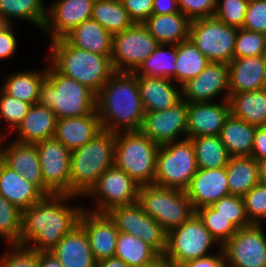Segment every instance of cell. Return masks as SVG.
Here are the masks:
<instances>
[{"mask_svg":"<svg viewBox=\"0 0 266 267\" xmlns=\"http://www.w3.org/2000/svg\"><path fill=\"white\" fill-rule=\"evenodd\" d=\"M76 197L78 198L67 194L45 196L22 211L20 245L37 252H50L66 234L79 225L84 208L68 205Z\"/></svg>","mask_w":266,"mask_h":267,"instance_id":"obj_1","label":"cell"},{"mask_svg":"<svg viewBox=\"0 0 266 267\" xmlns=\"http://www.w3.org/2000/svg\"><path fill=\"white\" fill-rule=\"evenodd\" d=\"M96 111L103 130L139 131L145 114L137 76L115 72L96 94Z\"/></svg>","mask_w":266,"mask_h":267,"instance_id":"obj_2","label":"cell"},{"mask_svg":"<svg viewBox=\"0 0 266 267\" xmlns=\"http://www.w3.org/2000/svg\"><path fill=\"white\" fill-rule=\"evenodd\" d=\"M49 58L60 73L97 94L115 73L111 57L76 48L65 38L50 41Z\"/></svg>","mask_w":266,"mask_h":267,"instance_id":"obj_3","label":"cell"},{"mask_svg":"<svg viewBox=\"0 0 266 267\" xmlns=\"http://www.w3.org/2000/svg\"><path fill=\"white\" fill-rule=\"evenodd\" d=\"M116 133L102 130L82 147L71 151L70 195L86 196L99 176L114 166Z\"/></svg>","mask_w":266,"mask_h":267,"instance_id":"obj_4","label":"cell"},{"mask_svg":"<svg viewBox=\"0 0 266 267\" xmlns=\"http://www.w3.org/2000/svg\"><path fill=\"white\" fill-rule=\"evenodd\" d=\"M37 103L52 109L57 119L81 117L96 110V94L50 63Z\"/></svg>","mask_w":266,"mask_h":267,"instance_id":"obj_5","label":"cell"},{"mask_svg":"<svg viewBox=\"0 0 266 267\" xmlns=\"http://www.w3.org/2000/svg\"><path fill=\"white\" fill-rule=\"evenodd\" d=\"M158 148L140 130L117 132L114 165L140 186L154 184Z\"/></svg>","mask_w":266,"mask_h":267,"instance_id":"obj_6","label":"cell"},{"mask_svg":"<svg viewBox=\"0 0 266 267\" xmlns=\"http://www.w3.org/2000/svg\"><path fill=\"white\" fill-rule=\"evenodd\" d=\"M138 203L167 233L195 214L185 191L154 184L140 186Z\"/></svg>","mask_w":266,"mask_h":267,"instance_id":"obj_7","label":"cell"},{"mask_svg":"<svg viewBox=\"0 0 266 267\" xmlns=\"http://www.w3.org/2000/svg\"><path fill=\"white\" fill-rule=\"evenodd\" d=\"M191 139H181L159 146L154 185L185 191L197 172Z\"/></svg>","mask_w":266,"mask_h":267,"instance_id":"obj_8","label":"cell"},{"mask_svg":"<svg viewBox=\"0 0 266 267\" xmlns=\"http://www.w3.org/2000/svg\"><path fill=\"white\" fill-rule=\"evenodd\" d=\"M214 244L219 245L199 217L194 214L185 223L167 233L164 254L180 267L190 260L212 255L208 252Z\"/></svg>","mask_w":266,"mask_h":267,"instance_id":"obj_9","label":"cell"},{"mask_svg":"<svg viewBox=\"0 0 266 267\" xmlns=\"http://www.w3.org/2000/svg\"><path fill=\"white\" fill-rule=\"evenodd\" d=\"M238 29L214 17L191 21L189 39L210 62L230 63Z\"/></svg>","mask_w":266,"mask_h":267,"instance_id":"obj_10","label":"cell"},{"mask_svg":"<svg viewBox=\"0 0 266 267\" xmlns=\"http://www.w3.org/2000/svg\"><path fill=\"white\" fill-rule=\"evenodd\" d=\"M143 23L113 35L111 62L115 72L133 73L158 46Z\"/></svg>","mask_w":266,"mask_h":267,"instance_id":"obj_11","label":"cell"},{"mask_svg":"<svg viewBox=\"0 0 266 267\" xmlns=\"http://www.w3.org/2000/svg\"><path fill=\"white\" fill-rule=\"evenodd\" d=\"M140 185H138L125 171L115 165L106 169L96 185L86 197L97 199L92 212L107 213L117 206L130 205L138 202Z\"/></svg>","mask_w":266,"mask_h":267,"instance_id":"obj_12","label":"cell"},{"mask_svg":"<svg viewBox=\"0 0 266 267\" xmlns=\"http://www.w3.org/2000/svg\"><path fill=\"white\" fill-rule=\"evenodd\" d=\"M115 222L118 231L134 235L151 246L158 254H164L167 246V232L136 202L117 206L107 212Z\"/></svg>","mask_w":266,"mask_h":267,"instance_id":"obj_13","label":"cell"},{"mask_svg":"<svg viewBox=\"0 0 266 267\" xmlns=\"http://www.w3.org/2000/svg\"><path fill=\"white\" fill-rule=\"evenodd\" d=\"M262 225L238 229L221 247L227 267H266V236Z\"/></svg>","mask_w":266,"mask_h":267,"instance_id":"obj_14","label":"cell"},{"mask_svg":"<svg viewBox=\"0 0 266 267\" xmlns=\"http://www.w3.org/2000/svg\"><path fill=\"white\" fill-rule=\"evenodd\" d=\"M35 145L44 185L53 194L70 195L71 151L54 137L37 142Z\"/></svg>","mask_w":266,"mask_h":267,"instance_id":"obj_15","label":"cell"},{"mask_svg":"<svg viewBox=\"0 0 266 267\" xmlns=\"http://www.w3.org/2000/svg\"><path fill=\"white\" fill-rule=\"evenodd\" d=\"M140 131L159 146L178 141L179 135L187 139V102L182 99L163 111H145Z\"/></svg>","mask_w":266,"mask_h":267,"instance_id":"obj_16","label":"cell"},{"mask_svg":"<svg viewBox=\"0 0 266 267\" xmlns=\"http://www.w3.org/2000/svg\"><path fill=\"white\" fill-rule=\"evenodd\" d=\"M229 65L223 62H210L206 68L182 86V99L187 103L213 102L217 96L229 98Z\"/></svg>","mask_w":266,"mask_h":267,"instance_id":"obj_17","label":"cell"},{"mask_svg":"<svg viewBox=\"0 0 266 267\" xmlns=\"http://www.w3.org/2000/svg\"><path fill=\"white\" fill-rule=\"evenodd\" d=\"M94 0H56L47 8L44 30L50 41L64 38L85 20L91 19Z\"/></svg>","mask_w":266,"mask_h":267,"instance_id":"obj_18","label":"cell"},{"mask_svg":"<svg viewBox=\"0 0 266 267\" xmlns=\"http://www.w3.org/2000/svg\"><path fill=\"white\" fill-rule=\"evenodd\" d=\"M79 225L85 230L96 262L115 256L118 229L107 213L83 210Z\"/></svg>","mask_w":266,"mask_h":267,"instance_id":"obj_19","label":"cell"},{"mask_svg":"<svg viewBox=\"0 0 266 267\" xmlns=\"http://www.w3.org/2000/svg\"><path fill=\"white\" fill-rule=\"evenodd\" d=\"M222 103H187V138L220 135L226 118L230 115L228 100Z\"/></svg>","mask_w":266,"mask_h":267,"instance_id":"obj_20","label":"cell"},{"mask_svg":"<svg viewBox=\"0 0 266 267\" xmlns=\"http://www.w3.org/2000/svg\"><path fill=\"white\" fill-rule=\"evenodd\" d=\"M9 144L5 148H3V144L1 145L0 160L30 183L36 185L46 196L53 195L44 185L36 145L16 141Z\"/></svg>","mask_w":266,"mask_h":267,"instance_id":"obj_21","label":"cell"},{"mask_svg":"<svg viewBox=\"0 0 266 267\" xmlns=\"http://www.w3.org/2000/svg\"><path fill=\"white\" fill-rule=\"evenodd\" d=\"M185 192L195 210L211 206L215 201L230 195L226 167L198 168Z\"/></svg>","mask_w":266,"mask_h":267,"instance_id":"obj_22","label":"cell"},{"mask_svg":"<svg viewBox=\"0 0 266 267\" xmlns=\"http://www.w3.org/2000/svg\"><path fill=\"white\" fill-rule=\"evenodd\" d=\"M229 65V94L266 87L264 56L233 58Z\"/></svg>","mask_w":266,"mask_h":267,"instance_id":"obj_23","label":"cell"},{"mask_svg":"<svg viewBox=\"0 0 266 267\" xmlns=\"http://www.w3.org/2000/svg\"><path fill=\"white\" fill-rule=\"evenodd\" d=\"M97 111L81 117L57 119L54 138L73 151L82 147L102 131Z\"/></svg>","mask_w":266,"mask_h":267,"instance_id":"obj_24","label":"cell"},{"mask_svg":"<svg viewBox=\"0 0 266 267\" xmlns=\"http://www.w3.org/2000/svg\"><path fill=\"white\" fill-rule=\"evenodd\" d=\"M137 81L144 111H163L182 100V87L171 79L137 76Z\"/></svg>","mask_w":266,"mask_h":267,"instance_id":"obj_25","label":"cell"},{"mask_svg":"<svg viewBox=\"0 0 266 267\" xmlns=\"http://www.w3.org/2000/svg\"><path fill=\"white\" fill-rule=\"evenodd\" d=\"M0 194L21 211L26 210L46 196L36 185L6 166L1 160Z\"/></svg>","mask_w":266,"mask_h":267,"instance_id":"obj_26","label":"cell"},{"mask_svg":"<svg viewBox=\"0 0 266 267\" xmlns=\"http://www.w3.org/2000/svg\"><path fill=\"white\" fill-rule=\"evenodd\" d=\"M63 267H96L85 230L77 225L50 251Z\"/></svg>","mask_w":266,"mask_h":267,"instance_id":"obj_27","label":"cell"},{"mask_svg":"<svg viewBox=\"0 0 266 267\" xmlns=\"http://www.w3.org/2000/svg\"><path fill=\"white\" fill-rule=\"evenodd\" d=\"M57 117L52 109L39 103L33 104L21 124L15 130L18 137L14 141L23 144L53 138L56 131Z\"/></svg>","mask_w":266,"mask_h":267,"instance_id":"obj_28","label":"cell"},{"mask_svg":"<svg viewBox=\"0 0 266 267\" xmlns=\"http://www.w3.org/2000/svg\"><path fill=\"white\" fill-rule=\"evenodd\" d=\"M143 25L158 44H179L189 38L191 20L181 12L152 14Z\"/></svg>","mask_w":266,"mask_h":267,"instance_id":"obj_29","label":"cell"},{"mask_svg":"<svg viewBox=\"0 0 266 267\" xmlns=\"http://www.w3.org/2000/svg\"><path fill=\"white\" fill-rule=\"evenodd\" d=\"M64 38L76 48L112 56L113 35L92 18L85 20Z\"/></svg>","mask_w":266,"mask_h":267,"instance_id":"obj_30","label":"cell"},{"mask_svg":"<svg viewBox=\"0 0 266 267\" xmlns=\"http://www.w3.org/2000/svg\"><path fill=\"white\" fill-rule=\"evenodd\" d=\"M230 114L255 127L266 126V87L229 94Z\"/></svg>","mask_w":266,"mask_h":267,"instance_id":"obj_31","label":"cell"},{"mask_svg":"<svg viewBox=\"0 0 266 267\" xmlns=\"http://www.w3.org/2000/svg\"><path fill=\"white\" fill-rule=\"evenodd\" d=\"M256 127L230 114L221 129L220 138L230 157L251 156Z\"/></svg>","mask_w":266,"mask_h":267,"instance_id":"obj_32","label":"cell"},{"mask_svg":"<svg viewBox=\"0 0 266 267\" xmlns=\"http://www.w3.org/2000/svg\"><path fill=\"white\" fill-rule=\"evenodd\" d=\"M226 174L230 194L243 197L259 183L258 161L251 156L230 157Z\"/></svg>","mask_w":266,"mask_h":267,"instance_id":"obj_33","label":"cell"},{"mask_svg":"<svg viewBox=\"0 0 266 267\" xmlns=\"http://www.w3.org/2000/svg\"><path fill=\"white\" fill-rule=\"evenodd\" d=\"M46 74L47 69L14 72L8 75L0 88L6 94L33 105L38 102L39 89Z\"/></svg>","mask_w":266,"mask_h":267,"instance_id":"obj_34","label":"cell"},{"mask_svg":"<svg viewBox=\"0 0 266 267\" xmlns=\"http://www.w3.org/2000/svg\"><path fill=\"white\" fill-rule=\"evenodd\" d=\"M44 4L43 0H0V21L12 24V18H19L42 30L47 16Z\"/></svg>","mask_w":266,"mask_h":267,"instance_id":"obj_35","label":"cell"},{"mask_svg":"<svg viewBox=\"0 0 266 267\" xmlns=\"http://www.w3.org/2000/svg\"><path fill=\"white\" fill-rule=\"evenodd\" d=\"M167 46L170 47L167 50ZM177 44H159L133 72L136 76L168 78L176 81Z\"/></svg>","mask_w":266,"mask_h":267,"instance_id":"obj_36","label":"cell"},{"mask_svg":"<svg viewBox=\"0 0 266 267\" xmlns=\"http://www.w3.org/2000/svg\"><path fill=\"white\" fill-rule=\"evenodd\" d=\"M210 63L192 42L191 39L184 40L177 44L176 59V82L183 86L189 80L197 77Z\"/></svg>","mask_w":266,"mask_h":267,"instance_id":"obj_37","label":"cell"},{"mask_svg":"<svg viewBox=\"0 0 266 267\" xmlns=\"http://www.w3.org/2000/svg\"><path fill=\"white\" fill-rule=\"evenodd\" d=\"M91 18L112 35L134 24L121 0H94Z\"/></svg>","mask_w":266,"mask_h":267,"instance_id":"obj_38","label":"cell"},{"mask_svg":"<svg viewBox=\"0 0 266 267\" xmlns=\"http://www.w3.org/2000/svg\"><path fill=\"white\" fill-rule=\"evenodd\" d=\"M190 139L194 146L198 168L214 169L227 166L230 156L220 135L199 136Z\"/></svg>","mask_w":266,"mask_h":267,"instance_id":"obj_39","label":"cell"},{"mask_svg":"<svg viewBox=\"0 0 266 267\" xmlns=\"http://www.w3.org/2000/svg\"><path fill=\"white\" fill-rule=\"evenodd\" d=\"M159 254L148 244L134 235L119 231L115 257L129 267H143Z\"/></svg>","mask_w":266,"mask_h":267,"instance_id":"obj_40","label":"cell"},{"mask_svg":"<svg viewBox=\"0 0 266 267\" xmlns=\"http://www.w3.org/2000/svg\"><path fill=\"white\" fill-rule=\"evenodd\" d=\"M195 214L209 230L211 236L222 247L236 232L237 228L226 218L214 210L211 206H205L195 210Z\"/></svg>","mask_w":266,"mask_h":267,"instance_id":"obj_41","label":"cell"},{"mask_svg":"<svg viewBox=\"0 0 266 267\" xmlns=\"http://www.w3.org/2000/svg\"><path fill=\"white\" fill-rule=\"evenodd\" d=\"M22 211L0 194V238L10 244L20 245Z\"/></svg>","mask_w":266,"mask_h":267,"instance_id":"obj_42","label":"cell"},{"mask_svg":"<svg viewBox=\"0 0 266 267\" xmlns=\"http://www.w3.org/2000/svg\"><path fill=\"white\" fill-rule=\"evenodd\" d=\"M211 207L228 219L237 229L252 225L247 218L244 198L241 196L230 194L215 201Z\"/></svg>","mask_w":266,"mask_h":267,"instance_id":"obj_43","label":"cell"},{"mask_svg":"<svg viewBox=\"0 0 266 267\" xmlns=\"http://www.w3.org/2000/svg\"><path fill=\"white\" fill-rule=\"evenodd\" d=\"M266 54V34L238 29L234 58L264 56Z\"/></svg>","mask_w":266,"mask_h":267,"instance_id":"obj_44","label":"cell"},{"mask_svg":"<svg viewBox=\"0 0 266 267\" xmlns=\"http://www.w3.org/2000/svg\"><path fill=\"white\" fill-rule=\"evenodd\" d=\"M249 0H216L214 18L230 27L243 28Z\"/></svg>","mask_w":266,"mask_h":267,"instance_id":"obj_45","label":"cell"},{"mask_svg":"<svg viewBox=\"0 0 266 267\" xmlns=\"http://www.w3.org/2000/svg\"><path fill=\"white\" fill-rule=\"evenodd\" d=\"M31 106L32 104L16 99L0 88V120L8 123L10 133L21 124Z\"/></svg>","mask_w":266,"mask_h":267,"instance_id":"obj_46","label":"cell"},{"mask_svg":"<svg viewBox=\"0 0 266 267\" xmlns=\"http://www.w3.org/2000/svg\"><path fill=\"white\" fill-rule=\"evenodd\" d=\"M245 212L251 224L261 225L266 220V185L256 184L244 196Z\"/></svg>","mask_w":266,"mask_h":267,"instance_id":"obj_47","label":"cell"},{"mask_svg":"<svg viewBox=\"0 0 266 267\" xmlns=\"http://www.w3.org/2000/svg\"><path fill=\"white\" fill-rule=\"evenodd\" d=\"M10 252L0 256V267H38L40 252L19 244L10 245Z\"/></svg>","mask_w":266,"mask_h":267,"instance_id":"obj_48","label":"cell"},{"mask_svg":"<svg viewBox=\"0 0 266 267\" xmlns=\"http://www.w3.org/2000/svg\"><path fill=\"white\" fill-rule=\"evenodd\" d=\"M243 29L266 34V0H249Z\"/></svg>","mask_w":266,"mask_h":267,"instance_id":"obj_49","label":"cell"},{"mask_svg":"<svg viewBox=\"0 0 266 267\" xmlns=\"http://www.w3.org/2000/svg\"><path fill=\"white\" fill-rule=\"evenodd\" d=\"M182 14L191 21L214 16L216 0H177Z\"/></svg>","mask_w":266,"mask_h":267,"instance_id":"obj_50","label":"cell"},{"mask_svg":"<svg viewBox=\"0 0 266 267\" xmlns=\"http://www.w3.org/2000/svg\"><path fill=\"white\" fill-rule=\"evenodd\" d=\"M134 23H144L152 15L153 0H121Z\"/></svg>","mask_w":266,"mask_h":267,"instance_id":"obj_51","label":"cell"},{"mask_svg":"<svg viewBox=\"0 0 266 267\" xmlns=\"http://www.w3.org/2000/svg\"><path fill=\"white\" fill-rule=\"evenodd\" d=\"M12 26V24L0 25V59L13 56L17 49V40Z\"/></svg>","mask_w":266,"mask_h":267,"instance_id":"obj_52","label":"cell"},{"mask_svg":"<svg viewBox=\"0 0 266 267\" xmlns=\"http://www.w3.org/2000/svg\"><path fill=\"white\" fill-rule=\"evenodd\" d=\"M219 254H212L204 258L190 260L180 267H227L226 258L221 247L218 248Z\"/></svg>","mask_w":266,"mask_h":267,"instance_id":"obj_53","label":"cell"},{"mask_svg":"<svg viewBox=\"0 0 266 267\" xmlns=\"http://www.w3.org/2000/svg\"><path fill=\"white\" fill-rule=\"evenodd\" d=\"M251 157L257 161L266 158V126L256 127Z\"/></svg>","mask_w":266,"mask_h":267,"instance_id":"obj_54","label":"cell"},{"mask_svg":"<svg viewBox=\"0 0 266 267\" xmlns=\"http://www.w3.org/2000/svg\"><path fill=\"white\" fill-rule=\"evenodd\" d=\"M181 12L177 0H153L152 14H171Z\"/></svg>","mask_w":266,"mask_h":267,"instance_id":"obj_55","label":"cell"},{"mask_svg":"<svg viewBox=\"0 0 266 267\" xmlns=\"http://www.w3.org/2000/svg\"><path fill=\"white\" fill-rule=\"evenodd\" d=\"M38 267H63L56 256L51 252H40Z\"/></svg>","mask_w":266,"mask_h":267,"instance_id":"obj_56","label":"cell"},{"mask_svg":"<svg viewBox=\"0 0 266 267\" xmlns=\"http://www.w3.org/2000/svg\"><path fill=\"white\" fill-rule=\"evenodd\" d=\"M143 267H177L165 254H159Z\"/></svg>","mask_w":266,"mask_h":267,"instance_id":"obj_57","label":"cell"},{"mask_svg":"<svg viewBox=\"0 0 266 267\" xmlns=\"http://www.w3.org/2000/svg\"><path fill=\"white\" fill-rule=\"evenodd\" d=\"M96 267H129L120 258L111 257L102 261L97 262Z\"/></svg>","mask_w":266,"mask_h":267,"instance_id":"obj_58","label":"cell"},{"mask_svg":"<svg viewBox=\"0 0 266 267\" xmlns=\"http://www.w3.org/2000/svg\"><path fill=\"white\" fill-rule=\"evenodd\" d=\"M259 182L266 185V158L258 161Z\"/></svg>","mask_w":266,"mask_h":267,"instance_id":"obj_59","label":"cell"},{"mask_svg":"<svg viewBox=\"0 0 266 267\" xmlns=\"http://www.w3.org/2000/svg\"><path fill=\"white\" fill-rule=\"evenodd\" d=\"M5 136H7V135H0V147H1V145H2V141H4L5 139L4 138H6Z\"/></svg>","mask_w":266,"mask_h":267,"instance_id":"obj_60","label":"cell"},{"mask_svg":"<svg viewBox=\"0 0 266 267\" xmlns=\"http://www.w3.org/2000/svg\"><path fill=\"white\" fill-rule=\"evenodd\" d=\"M264 58H265V70H266V54L264 55Z\"/></svg>","mask_w":266,"mask_h":267,"instance_id":"obj_61","label":"cell"}]
</instances>
